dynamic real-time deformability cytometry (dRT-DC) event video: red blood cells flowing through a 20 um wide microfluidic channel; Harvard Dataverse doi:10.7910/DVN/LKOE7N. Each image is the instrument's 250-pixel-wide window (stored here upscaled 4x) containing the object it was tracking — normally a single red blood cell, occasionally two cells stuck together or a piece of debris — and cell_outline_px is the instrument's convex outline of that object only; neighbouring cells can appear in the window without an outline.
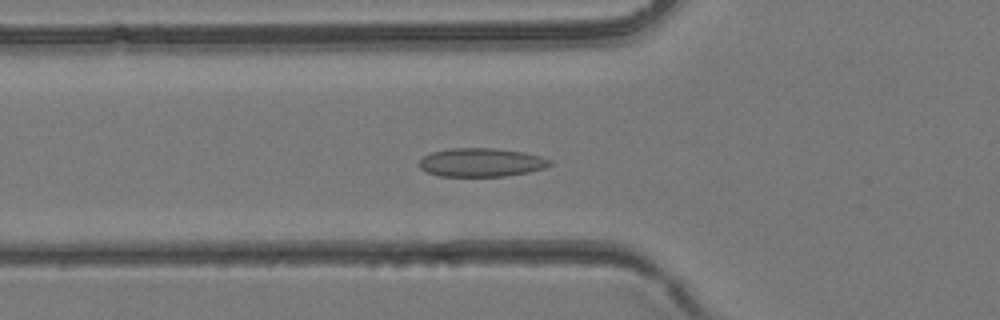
{"species": "common noctule bat (a hibernating species)", "species_latin": "Nyctalus noctula", "temperature_condition": "room temperature", "stored_images_in_passage": 39, "camera_frame_rate_fps": 3000, "um_per_image_px": 0.085, "animal": {"sex": "female", "body_mass_g": 24.6, "forearm_length_mm": 56.2}, "frame": {"image": 1, "passage_image": 13, "time_ms": 4.0, "image_size_px": [1000, 320], "cell_outline_px": [[552, 164], [544, 168], [528, 172], [504, 176], [440, 176], [428, 172], [420, 168], [420, 160], [424, 156], [432, 152], [448, 148], [492, 148], [524, 152], [540, 156], [552, 160]], "centroid_in_image_um": [40.92, 13.8], "position_along_channel_um": 84.9, "area_um2": 21.68}}
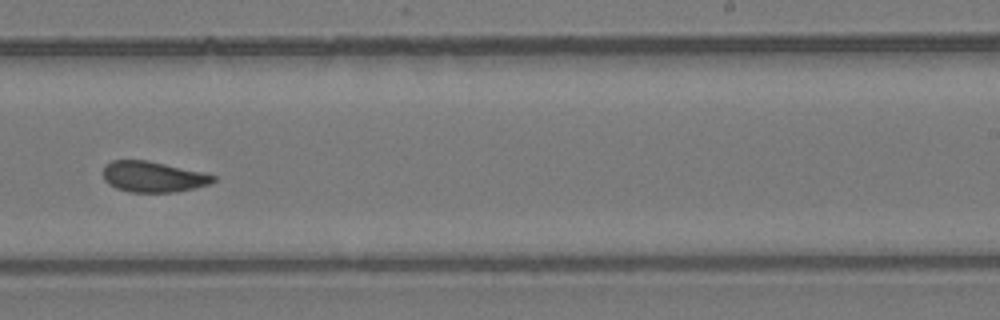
{"frame": {"image": 2, "passage_image": 24, "time_ms": 7.667, "image_size_px": [1000, 320], "cell_outline_px": [[216, 180], [208, 184], [176, 192], [128, 192], [116, 188], [108, 184], [104, 180], [104, 164], [112, 160], [148, 160], [200, 172], [216, 176]], "centroid_in_image_um": [12.96, 15.02], "position_along_channel_um": 276.0, "area_um2": 19.59}}
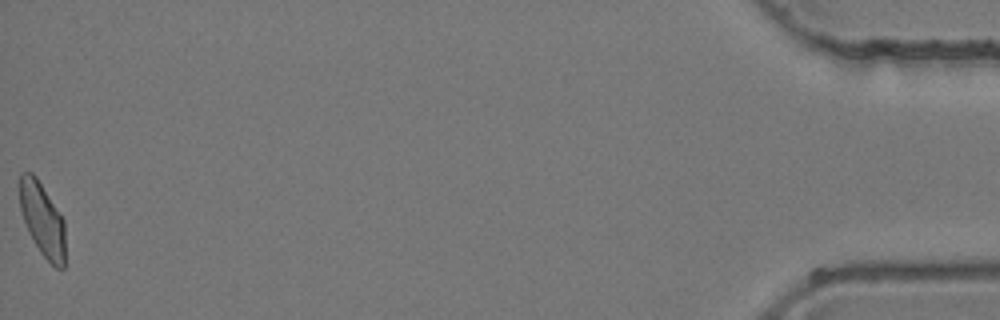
{"frame": {"image": 3, "passage_image": 39, "time_ms": 12.667, "image_size_px": [1000, 320], "cell_outline_px": [[64, 268], [56, 268], [40, 252], [28, 232], [20, 208], [20, 172], [32, 172], [36, 176], [64, 220]], "centroid_in_image_um": [3.59, 18.65], "position_along_channel_um": 431.6, "area_um2": 19.25}}